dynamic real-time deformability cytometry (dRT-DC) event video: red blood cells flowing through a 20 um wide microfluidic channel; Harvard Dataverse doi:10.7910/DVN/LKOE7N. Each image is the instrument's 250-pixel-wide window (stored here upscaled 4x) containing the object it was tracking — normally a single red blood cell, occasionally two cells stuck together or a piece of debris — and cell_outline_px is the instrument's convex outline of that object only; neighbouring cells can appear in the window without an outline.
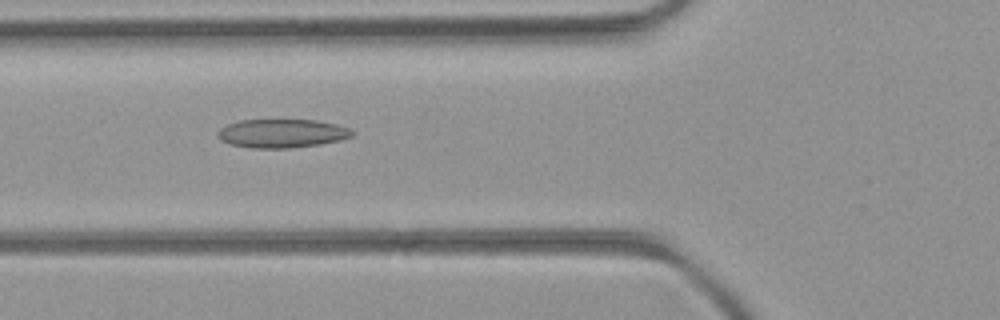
{"species": "common noctule bat (a hibernating species)", "species_latin": "Nyctalus noctula", "temperature_condition": "room temperature", "stored_images_in_passage": 37, "camera_frame_rate_fps": 3000, "um_per_image_px": 0.085, "animal": {"sex": "female", "body_mass_g": 21.9}, "frame": {"image": 1, "passage_image": 4, "time_ms": 1.0, "image_size_px": [1000, 320], "cell_outline_px": [[352, 136], [340, 140], [320, 144], [288, 148], [252, 148], [232, 144], [220, 140], [216, 136], [216, 132], [220, 128], [228, 124], [240, 120], [316, 120], [336, 124], [348, 128], [352, 132]], "centroid_in_image_um": [23.92, 11.33], "position_along_channel_um": 101.9, "area_um2": 22.31}}
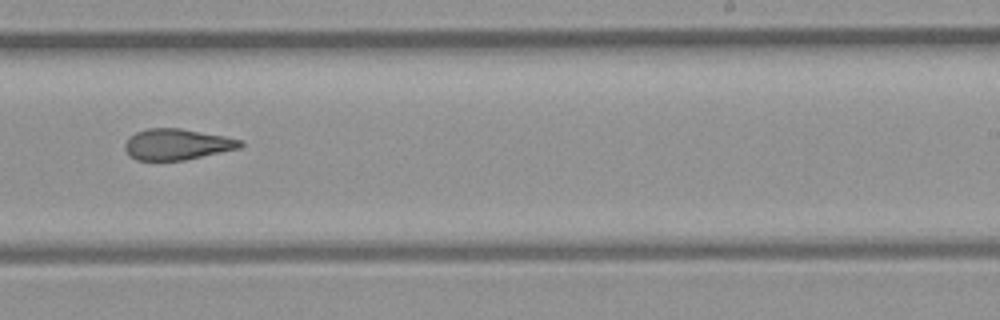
{"frame": {"image": 2, "passage_image": 17, "time_ms": 5.333, "image_size_px": [1000, 320], "cell_outline_px": [[244, 144], [240, 148], [184, 160], [136, 160], [124, 148], [124, 144], [128, 136], [136, 132], [148, 128], [180, 128], [224, 136], [244, 140]], "centroid_in_image_um": [15.05, 12.26], "position_along_channel_um": 273.9, "area_um2": 20.81}}
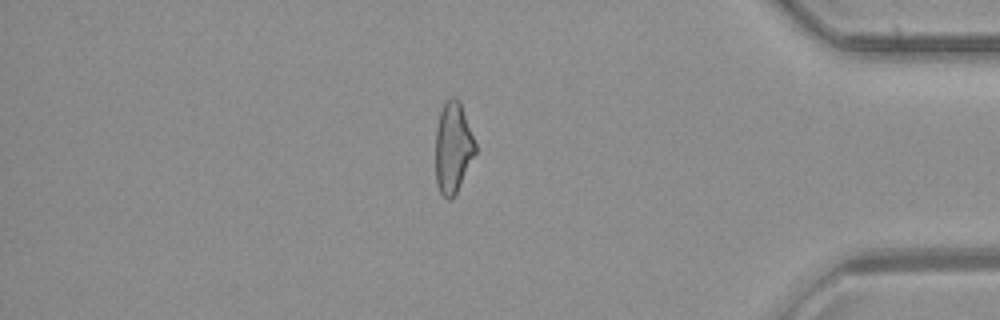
{"frame": {"image": 3, "passage_image": 29, "time_ms": 9.333, "image_size_px": [1000, 320], "cell_outline_px": [[476, 152], [452, 200], [448, 200], [440, 192], [436, 184], [436, 128], [440, 112], [444, 104], [452, 96], [456, 96], [460, 100], [476, 144]], "centroid_in_image_um": [38.5, 12.53], "position_along_channel_um": 396.7, "area_um2": 20.98}, "authors_computed_cell_mechanics": {"area_um2": 21.5016, "velocity_mm_per_s": 3.9644, "shape_relaxation_time_tau1_ms": null, "shape_relaxation_time_tau2_ms": 3.1544, "deformation_change_tau1": null, "deformation_change_tau2": 0.122}}